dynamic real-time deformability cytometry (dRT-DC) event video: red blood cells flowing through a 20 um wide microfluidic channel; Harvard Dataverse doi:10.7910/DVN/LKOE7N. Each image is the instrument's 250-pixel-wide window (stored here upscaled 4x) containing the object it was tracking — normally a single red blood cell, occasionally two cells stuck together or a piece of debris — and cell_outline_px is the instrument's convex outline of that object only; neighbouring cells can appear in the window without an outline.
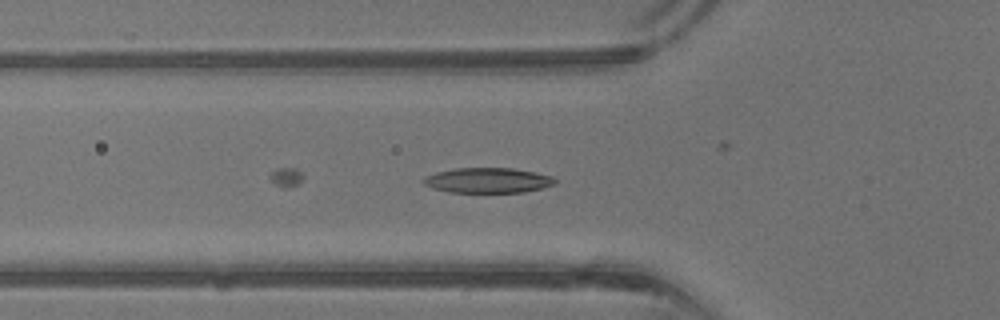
{"species": "common noctule bat (a hibernating species)", "species_latin": "Nyctalus noctula", "temperature_condition": "warm", "stored_images_in_passage": 45, "segment_of_instrument_passage": [1, 2], "camera_frame_rate_fps": 3000, "um_per_image_px": 0.085, "animal": {"sex": "male", "body_mass_g": 13.3}, "frame": {"image": 1, "passage_image": 17, "time_ms": 5.333, "image_size_px": [1000, 320], "cell_outline_px": [[556, 184], [544, 188], [524, 192], [448, 192], [432, 188], [424, 184], [420, 180], [424, 176], [436, 172], [456, 168], [512, 168], [536, 172], [552, 176], [556, 180]], "centroid_in_image_um": [41.46, 15.33], "position_along_channel_um": 84.3, "area_um2": 19.48}}
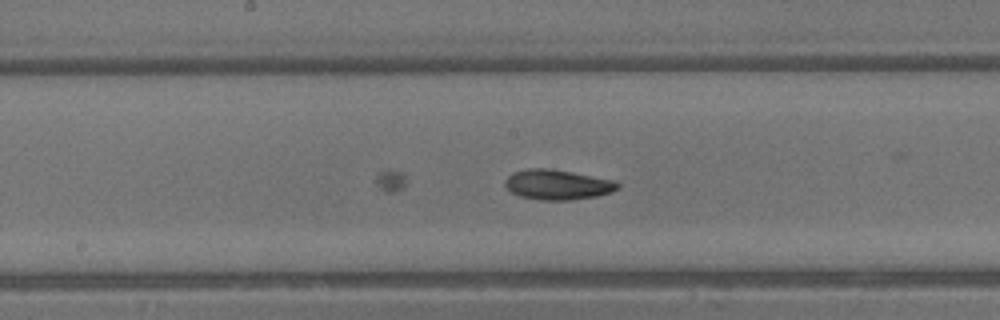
{"frame": {"image": 2, "passage_image": 24, "time_ms": 7.667, "image_size_px": [1000, 320], "cell_outline_px": [[620, 188], [612, 192], [596, 196], [568, 200], [540, 200], [520, 196], [512, 192], [504, 184], [504, 180], [512, 172], [528, 168], [548, 168], [572, 172], [612, 180], [620, 184]], "centroid_in_image_um": [47.37, 15.69], "position_along_channel_um": 200.8, "area_um2": 19.65}}
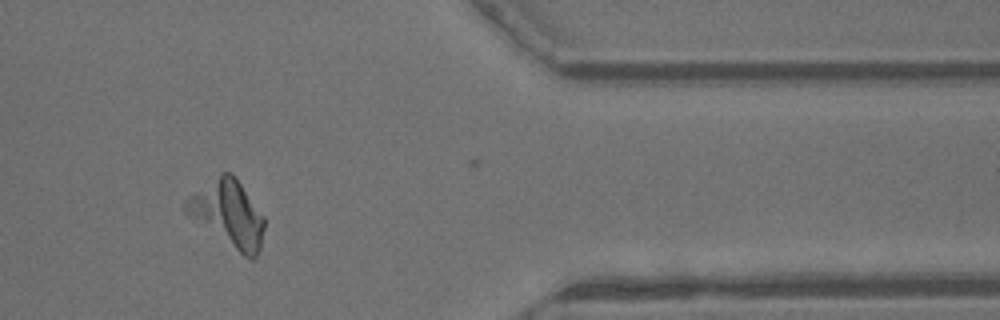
{"frame": {"image": 3, "passage_image": 37, "time_ms": 12.0, "image_size_px": [1000, 320], "cell_outline_px": [[264, 228], [260, 248], [256, 256], [252, 260], [244, 256], [192, 220], [184, 212], [184, 204], [192, 196], [220, 172], [232, 172], [264, 216]], "centroid_in_image_um": [19.4, 18.19], "position_along_channel_um": 392.0, "area_um2": 29.88}}